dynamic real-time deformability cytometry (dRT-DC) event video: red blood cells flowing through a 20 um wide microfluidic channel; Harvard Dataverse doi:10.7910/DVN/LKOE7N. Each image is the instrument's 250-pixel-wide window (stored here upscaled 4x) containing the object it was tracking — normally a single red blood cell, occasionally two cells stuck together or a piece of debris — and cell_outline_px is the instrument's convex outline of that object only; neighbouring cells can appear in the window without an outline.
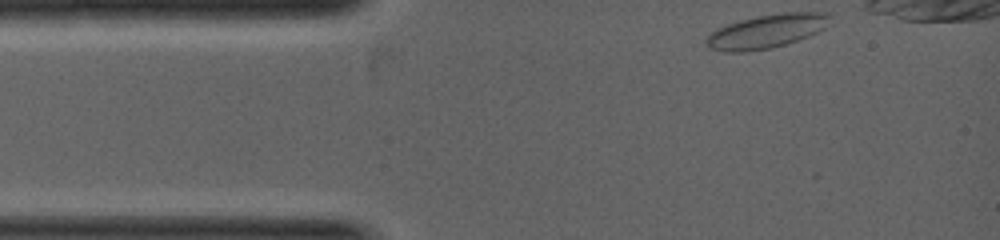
{"species": "common noctule bat (a hibernating species)", "species_latin": "Nyctalus noctula", "temperature_condition": "warm", "stored_images_in_passage": 11, "camera_frame_rate_fps": 5000, "um_per_image_px": 0.085, "animal": {"sex": "female", "body_mass_g": 19.0, "forearm_length_mm": 53.3}, "frame": {"image": 1, "passage_image": 1, "time_ms": 0.0, "image_size_px": [1000, 240], "cell_outline_px": [[832, 16], [824, 28], [808, 36], [772, 48], [744, 52], [724, 52], [708, 48], [704, 40], [716, 28], [740, 20], [756, 16], [788, 12], [828, 12]], "centroid_in_image_um": [65.12, 2.66], "position_along_channel_um": 19.9, "area_um2": 24.28}}
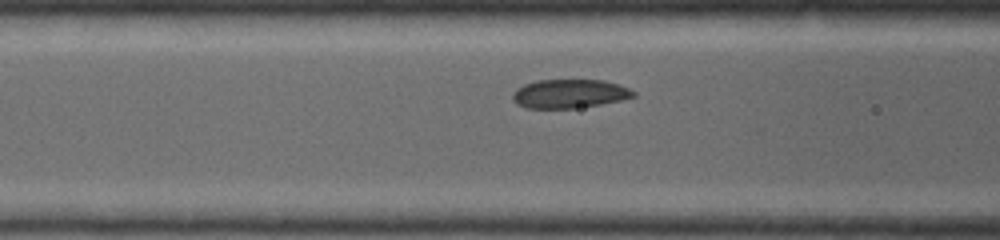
{"frame": {"image": 2, "passage_image": 8, "time_ms": 1.8, "image_size_px": [1000, 240], "cell_outline_px": [[636, 96], [620, 100], [600, 104], [572, 108], [524, 108], [516, 104], [512, 100], [512, 92], [516, 88], [524, 84], [536, 80], [604, 80], [620, 84], [636, 92]], "centroid_in_image_um": [48.37, 7.96], "position_along_channel_um": 118.2, "area_um2": 20.4}}
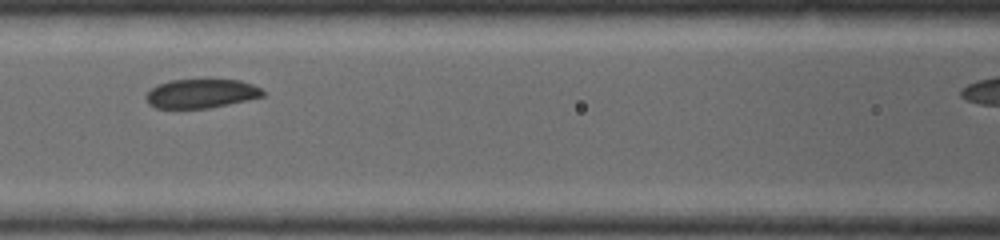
{"frame": {"image": 3, "passage_image": 10, "time_ms": 2.2, "image_size_px": [1000, 240], "cell_outline_px": [[264, 96], [248, 100], [208, 108], [156, 108], [148, 104], [144, 96], [156, 84], [172, 80], [240, 80], [252, 84], [260, 88], [264, 92]], "centroid_in_image_um": [17.08, 7.95], "position_along_channel_um": 149.5, "area_um2": 19.71}}